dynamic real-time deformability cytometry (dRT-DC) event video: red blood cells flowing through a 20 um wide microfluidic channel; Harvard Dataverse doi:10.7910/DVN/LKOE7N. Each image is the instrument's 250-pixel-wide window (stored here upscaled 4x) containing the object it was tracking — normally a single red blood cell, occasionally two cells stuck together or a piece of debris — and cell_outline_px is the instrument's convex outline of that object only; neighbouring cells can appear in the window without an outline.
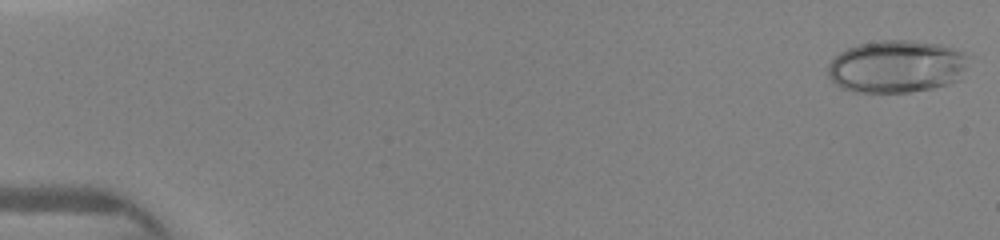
{"species": "human", "species_latin": "Homo sapiens", "temperature_condition": "warm", "stored_images_in_passage": 46, "camera_frame_rate_fps": 3000, "um_per_image_px": 0.085, "donor": {"sex": "female"}, "frame": {"image": 1, "passage_image": 1, "time_ms": 0.0, "image_size_px": [1000, 240], "cell_outline_px": [[964, 68], [960, 80], [932, 88], [908, 92], [852, 92], [840, 88], [828, 76], [828, 64], [840, 52], [848, 48], [860, 44], [880, 40], [908, 40], [936, 44], [952, 48], [964, 52]], "centroid_in_image_um": [76.15, 5.66], "position_along_channel_um": 8.9, "area_um2": 42.66}}
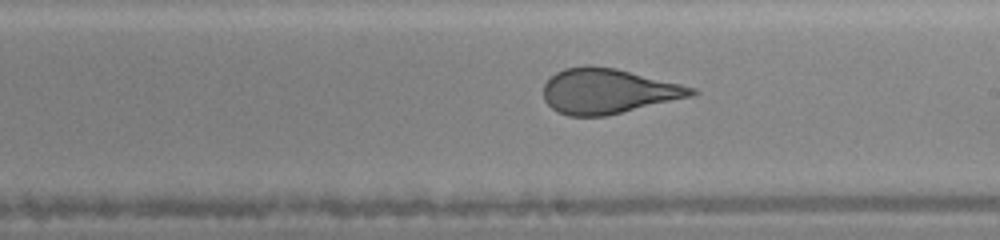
{"frame": {"image": 2, "passage_image": 27, "time_ms": 8.667, "image_size_px": [1000, 240], "cell_outline_px": [[700, 92], [692, 96], [604, 116], [568, 116], [556, 112], [544, 100], [544, 84], [556, 72], [564, 68], [588, 64], [592, 64], [616, 68], [696, 88]], "centroid_in_image_um": [51.65, 7.73], "position_along_channel_um": 237.3, "area_um2": 38.84}}
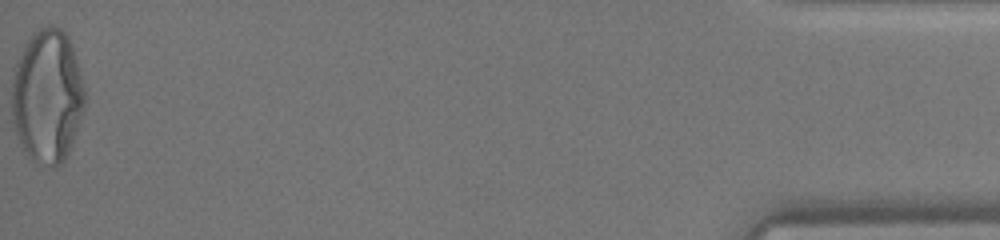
{"frame": {"image": 3, "passage_image": 46, "time_ms": 15.0, "image_size_px": [1000, 240], "cell_outline_px": [[84, 108], [72, 144], [64, 160], [56, 168], [52, 168], [32, 160], [20, 148], [12, 120], [12, 80], [16, 60], [24, 44], [32, 32], [40, 28], [52, 24], [56, 24], [68, 36], [84, 80]], "centroid_in_image_um": [4.01, 8.17], "position_along_channel_um": 431.2, "area_um2": 57.63}}